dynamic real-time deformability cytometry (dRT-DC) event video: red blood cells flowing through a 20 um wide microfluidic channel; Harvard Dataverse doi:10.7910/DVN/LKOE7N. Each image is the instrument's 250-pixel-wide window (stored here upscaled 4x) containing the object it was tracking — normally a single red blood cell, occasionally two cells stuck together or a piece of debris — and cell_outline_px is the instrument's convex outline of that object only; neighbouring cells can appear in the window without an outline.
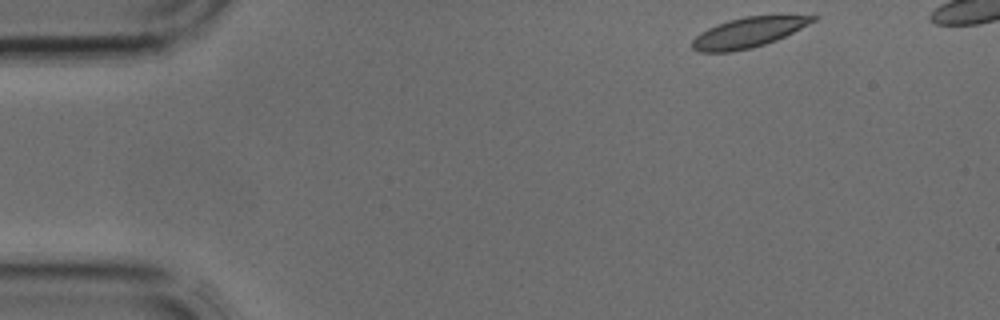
{"species": "common noctule bat (a hibernating species)", "species_latin": "Nyctalus noctula", "temperature_condition": "cold", "stored_images_in_passage": 4, "camera_frame_rate_fps": 3000, "um_per_image_px": 0.085, "animal": {"sex": "male", "body_mass_g": 17.9, "forearm_length_mm": 54.2}, "frame": {"image": 1, "passage_image": 1, "time_ms": 0.0, "image_size_px": [1000, 320], "cell_outline_px": [[820, 16], [816, 20], [776, 40], [752, 48], [732, 52], [700, 52], [692, 48], [692, 40], [700, 32], [716, 24], [728, 20], [744, 16]], "centroid_in_image_um": [63.54, 2.77], "position_along_channel_um": 21.5, "area_um2": 20.87}}